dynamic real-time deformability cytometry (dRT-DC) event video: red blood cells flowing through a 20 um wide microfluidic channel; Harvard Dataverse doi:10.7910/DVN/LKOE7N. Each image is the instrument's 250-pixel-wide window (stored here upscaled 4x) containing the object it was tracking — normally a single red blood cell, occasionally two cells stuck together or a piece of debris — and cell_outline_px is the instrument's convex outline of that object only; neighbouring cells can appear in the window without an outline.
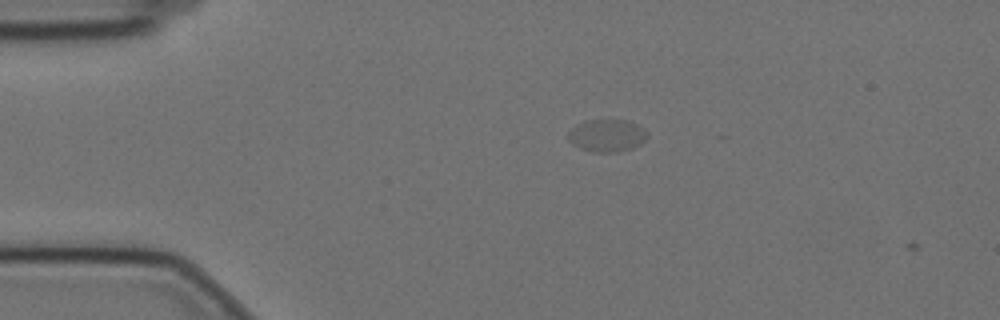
{"species": "Egyptian fruit bat (a non-hibernating species)", "species_latin": "Rousettus aegyptiacus", "temperature_condition": "cold", "stored_images_in_passage": 5, "camera_frame_rate_fps": 3000, "um_per_image_px": 0.085, "animal": {"sex": "female"}, "frame": {"image": 1, "passage_image": 2, "time_ms": 0.333, "image_size_px": [1000, 320], "cell_outline_px": [[648, 136], [640, 144], [632, 148], [616, 152], [592, 152], [580, 148], [572, 144], [568, 140], [568, 132], [572, 128], [584, 120], [628, 120], [644, 128], [648, 132]], "centroid_in_image_um": [51.59, 11.52], "position_along_channel_um": 33.4, "area_um2": 15.03}}